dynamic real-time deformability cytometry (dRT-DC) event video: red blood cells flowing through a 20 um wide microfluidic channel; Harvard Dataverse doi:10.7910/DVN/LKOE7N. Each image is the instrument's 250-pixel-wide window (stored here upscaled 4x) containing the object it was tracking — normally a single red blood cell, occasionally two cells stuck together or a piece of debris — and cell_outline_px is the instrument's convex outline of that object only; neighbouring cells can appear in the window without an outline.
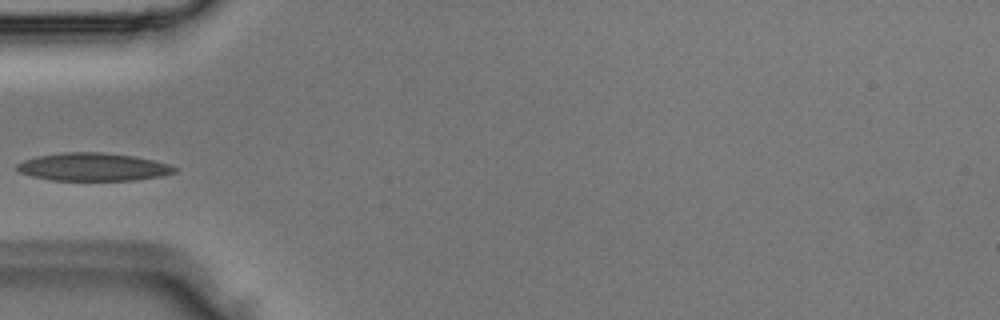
{"species": "Egyptian fruit bat (a non-hibernating species)", "species_latin": "Rousettus aegyptiacus", "temperature_condition": "room temperature", "stored_images_in_passage": 3, "camera_frame_rate_fps": 3000, "um_per_image_px": 0.085, "animal": {"sex": "male"}, "frame": {"image": 1, "passage_image": 3, "time_ms": 0.667, "image_size_px": [1000, 320], "cell_outline_px": [[180, 168], [176, 172], [160, 176], [136, 180], [48, 180], [32, 176], [20, 172], [16, 168], [16, 164], [24, 160], [36, 156], [64, 152], [100, 152], [136, 156], [168, 164]], "centroid_in_image_um": [7.92, 14.19], "position_along_channel_um": 77.1, "area_um2": 25.72}}